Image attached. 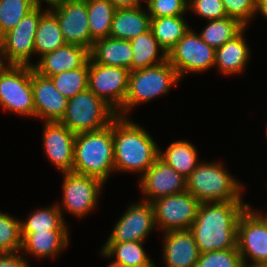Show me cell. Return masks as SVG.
Returning a JSON list of instances; mask_svg holds the SVG:
<instances>
[{
	"instance_id": "obj_1",
	"label": "cell",
	"mask_w": 267,
	"mask_h": 267,
	"mask_svg": "<svg viewBox=\"0 0 267 267\" xmlns=\"http://www.w3.org/2000/svg\"><path fill=\"white\" fill-rule=\"evenodd\" d=\"M248 207L243 201L202 202L190 231L201 253L237 248V226Z\"/></svg>"
},
{
	"instance_id": "obj_2",
	"label": "cell",
	"mask_w": 267,
	"mask_h": 267,
	"mask_svg": "<svg viewBox=\"0 0 267 267\" xmlns=\"http://www.w3.org/2000/svg\"><path fill=\"white\" fill-rule=\"evenodd\" d=\"M159 146L140 124L129 117L113 120V151L116 172L142 176L159 157Z\"/></svg>"
},
{
	"instance_id": "obj_3",
	"label": "cell",
	"mask_w": 267,
	"mask_h": 267,
	"mask_svg": "<svg viewBox=\"0 0 267 267\" xmlns=\"http://www.w3.org/2000/svg\"><path fill=\"white\" fill-rule=\"evenodd\" d=\"M72 172L99 178L104 183L115 172L113 121L102 129L76 134Z\"/></svg>"
},
{
	"instance_id": "obj_4",
	"label": "cell",
	"mask_w": 267,
	"mask_h": 267,
	"mask_svg": "<svg viewBox=\"0 0 267 267\" xmlns=\"http://www.w3.org/2000/svg\"><path fill=\"white\" fill-rule=\"evenodd\" d=\"M242 185L218 161L209 163L200 161L186 178V191L200 203L243 201Z\"/></svg>"
},
{
	"instance_id": "obj_5",
	"label": "cell",
	"mask_w": 267,
	"mask_h": 267,
	"mask_svg": "<svg viewBox=\"0 0 267 267\" xmlns=\"http://www.w3.org/2000/svg\"><path fill=\"white\" fill-rule=\"evenodd\" d=\"M176 70L167 61L131 71L129 74L128 92L123 106L116 112L117 116L130 117L128 113L138 104L149 102L158 96L166 95L170 89L179 84Z\"/></svg>"
},
{
	"instance_id": "obj_6",
	"label": "cell",
	"mask_w": 267,
	"mask_h": 267,
	"mask_svg": "<svg viewBox=\"0 0 267 267\" xmlns=\"http://www.w3.org/2000/svg\"><path fill=\"white\" fill-rule=\"evenodd\" d=\"M117 117L116 111L89 89L68 99L59 121L74 134L102 129Z\"/></svg>"
},
{
	"instance_id": "obj_7",
	"label": "cell",
	"mask_w": 267,
	"mask_h": 267,
	"mask_svg": "<svg viewBox=\"0 0 267 267\" xmlns=\"http://www.w3.org/2000/svg\"><path fill=\"white\" fill-rule=\"evenodd\" d=\"M215 55L216 49L190 28L168 52L167 60L181 79L186 73H202L215 67Z\"/></svg>"
},
{
	"instance_id": "obj_8",
	"label": "cell",
	"mask_w": 267,
	"mask_h": 267,
	"mask_svg": "<svg viewBox=\"0 0 267 267\" xmlns=\"http://www.w3.org/2000/svg\"><path fill=\"white\" fill-rule=\"evenodd\" d=\"M0 106L9 112L35 118L31 66L10 65L0 75Z\"/></svg>"
},
{
	"instance_id": "obj_9",
	"label": "cell",
	"mask_w": 267,
	"mask_h": 267,
	"mask_svg": "<svg viewBox=\"0 0 267 267\" xmlns=\"http://www.w3.org/2000/svg\"><path fill=\"white\" fill-rule=\"evenodd\" d=\"M62 192L63 200L58 207L63 214L67 211L75 217H84L97 207L99 196L105 184L99 178L78 174L75 172H64Z\"/></svg>"
},
{
	"instance_id": "obj_10",
	"label": "cell",
	"mask_w": 267,
	"mask_h": 267,
	"mask_svg": "<svg viewBox=\"0 0 267 267\" xmlns=\"http://www.w3.org/2000/svg\"><path fill=\"white\" fill-rule=\"evenodd\" d=\"M42 9V6H36L14 28L0 37L6 60L10 65L33 66L30 58L35 55V33L40 18L46 11Z\"/></svg>"
},
{
	"instance_id": "obj_11",
	"label": "cell",
	"mask_w": 267,
	"mask_h": 267,
	"mask_svg": "<svg viewBox=\"0 0 267 267\" xmlns=\"http://www.w3.org/2000/svg\"><path fill=\"white\" fill-rule=\"evenodd\" d=\"M129 74L126 68L94 63L89 58L88 89L117 112L128 92Z\"/></svg>"
},
{
	"instance_id": "obj_12",
	"label": "cell",
	"mask_w": 267,
	"mask_h": 267,
	"mask_svg": "<svg viewBox=\"0 0 267 267\" xmlns=\"http://www.w3.org/2000/svg\"><path fill=\"white\" fill-rule=\"evenodd\" d=\"M156 227L163 232L190 229L200 202L189 192L169 195L152 202Z\"/></svg>"
},
{
	"instance_id": "obj_13",
	"label": "cell",
	"mask_w": 267,
	"mask_h": 267,
	"mask_svg": "<svg viewBox=\"0 0 267 267\" xmlns=\"http://www.w3.org/2000/svg\"><path fill=\"white\" fill-rule=\"evenodd\" d=\"M237 249L243 265L267 267V226L249 207L238 219Z\"/></svg>"
},
{
	"instance_id": "obj_14",
	"label": "cell",
	"mask_w": 267,
	"mask_h": 267,
	"mask_svg": "<svg viewBox=\"0 0 267 267\" xmlns=\"http://www.w3.org/2000/svg\"><path fill=\"white\" fill-rule=\"evenodd\" d=\"M49 10L56 16L66 44L91 49L86 0H64Z\"/></svg>"
},
{
	"instance_id": "obj_15",
	"label": "cell",
	"mask_w": 267,
	"mask_h": 267,
	"mask_svg": "<svg viewBox=\"0 0 267 267\" xmlns=\"http://www.w3.org/2000/svg\"><path fill=\"white\" fill-rule=\"evenodd\" d=\"M153 228H157L153 205L142 200L127 207L106 242L145 241Z\"/></svg>"
},
{
	"instance_id": "obj_16",
	"label": "cell",
	"mask_w": 267,
	"mask_h": 267,
	"mask_svg": "<svg viewBox=\"0 0 267 267\" xmlns=\"http://www.w3.org/2000/svg\"><path fill=\"white\" fill-rule=\"evenodd\" d=\"M143 201H153L169 195L186 191V177L178 173L160 157L139 178Z\"/></svg>"
},
{
	"instance_id": "obj_17",
	"label": "cell",
	"mask_w": 267,
	"mask_h": 267,
	"mask_svg": "<svg viewBox=\"0 0 267 267\" xmlns=\"http://www.w3.org/2000/svg\"><path fill=\"white\" fill-rule=\"evenodd\" d=\"M43 147L48 160L61 173L71 172L74 164L75 136L59 121L44 122Z\"/></svg>"
},
{
	"instance_id": "obj_18",
	"label": "cell",
	"mask_w": 267,
	"mask_h": 267,
	"mask_svg": "<svg viewBox=\"0 0 267 267\" xmlns=\"http://www.w3.org/2000/svg\"><path fill=\"white\" fill-rule=\"evenodd\" d=\"M31 84L35 106V118L44 122L60 121L64 116L67 101L49 77L36 72L31 66Z\"/></svg>"
},
{
	"instance_id": "obj_19",
	"label": "cell",
	"mask_w": 267,
	"mask_h": 267,
	"mask_svg": "<svg viewBox=\"0 0 267 267\" xmlns=\"http://www.w3.org/2000/svg\"><path fill=\"white\" fill-rule=\"evenodd\" d=\"M163 262L166 267H195L200 252L192 232L172 230L163 232Z\"/></svg>"
},
{
	"instance_id": "obj_20",
	"label": "cell",
	"mask_w": 267,
	"mask_h": 267,
	"mask_svg": "<svg viewBox=\"0 0 267 267\" xmlns=\"http://www.w3.org/2000/svg\"><path fill=\"white\" fill-rule=\"evenodd\" d=\"M89 58V49L75 44H65L41 56L39 61L33 64V68L40 75L51 77L80 68Z\"/></svg>"
},
{
	"instance_id": "obj_21",
	"label": "cell",
	"mask_w": 267,
	"mask_h": 267,
	"mask_svg": "<svg viewBox=\"0 0 267 267\" xmlns=\"http://www.w3.org/2000/svg\"><path fill=\"white\" fill-rule=\"evenodd\" d=\"M22 246L20 253L32 257L45 258L56 256L70 244L68 230L47 232H21ZM24 251V252H23Z\"/></svg>"
},
{
	"instance_id": "obj_22",
	"label": "cell",
	"mask_w": 267,
	"mask_h": 267,
	"mask_svg": "<svg viewBox=\"0 0 267 267\" xmlns=\"http://www.w3.org/2000/svg\"><path fill=\"white\" fill-rule=\"evenodd\" d=\"M89 57L94 63L130 70L133 51L130 41L107 37L93 42Z\"/></svg>"
},
{
	"instance_id": "obj_23",
	"label": "cell",
	"mask_w": 267,
	"mask_h": 267,
	"mask_svg": "<svg viewBox=\"0 0 267 267\" xmlns=\"http://www.w3.org/2000/svg\"><path fill=\"white\" fill-rule=\"evenodd\" d=\"M244 30L246 27L232 40L216 49L214 66H217L218 71L227 76L243 72L251 57Z\"/></svg>"
},
{
	"instance_id": "obj_24",
	"label": "cell",
	"mask_w": 267,
	"mask_h": 267,
	"mask_svg": "<svg viewBox=\"0 0 267 267\" xmlns=\"http://www.w3.org/2000/svg\"><path fill=\"white\" fill-rule=\"evenodd\" d=\"M142 6L116 9L110 37L131 41L150 29V15Z\"/></svg>"
},
{
	"instance_id": "obj_25",
	"label": "cell",
	"mask_w": 267,
	"mask_h": 267,
	"mask_svg": "<svg viewBox=\"0 0 267 267\" xmlns=\"http://www.w3.org/2000/svg\"><path fill=\"white\" fill-rule=\"evenodd\" d=\"M145 242H105L100 252L105 258H116L113 262L125 267H152L154 262L149 258L143 248Z\"/></svg>"
},
{
	"instance_id": "obj_26",
	"label": "cell",
	"mask_w": 267,
	"mask_h": 267,
	"mask_svg": "<svg viewBox=\"0 0 267 267\" xmlns=\"http://www.w3.org/2000/svg\"><path fill=\"white\" fill-rule=\"evenodd\" d=\"M130 44L133 51L131 71L145 69L167 61V53L160 46L151 29L139 34L130 41Z\"/></svg>"
},
{
	"instance_id": "obj_27",
	"label": "cell",
	"mask_w": 267,
	"mask_h": 267,
	"mask_svg": "<svg viewBox=\"0 0 267 267\" xmlns=\"http://www.w3.org/2000/svg\"><path fill=\"white\" fill-rule=\"evenodd\" d=\"M159 157L186 178L200 163L195 146L187 140L172 142L166 151L159 148Z\"/></svg>"
},
{
	"instance_id": "obj_28",
	"label": "cell",
	"mask_w": 267,
	"mask_h": 267,
	"mask_svg": "<svg viewBox=\"0 0 267 267\" xmlns=\"http://www.w3.org/2000/svg\"><path fill=\"white\" fill-rule=\"evenodd\" d=\"M66 44L56 16L49 10L42 14L34 40L35 55L40 57Z\"/></svg>"
},
{
	"instance_id": "obj_29",
	"label": "cell",
	"mask_w": 267,
	"mask_h": 267,
	"mask_svg": "<svg viewBox=\"0 0 267 267\" xmlns=\"http://www.w3.org/2000/svg\"><path fill=\"white\" fill-rule=\"evenodd\" d=\"M86 4L92 48L94 41L110 37L116 8L110 0H86Z\"/></svg>"
},
{
	"instance_id": "obj_30",
	"label": "cell",
	"mask_w": 267,
	"mask_h": 267,
	"mask_svg": "<svg viewBox=\"0 0 267 267\" xmlns=\"http://www.w3.org/2000/svg\"><path fill=\"white\" fill-rule=\"evenodd\" d=\"M150 29L160 46L168 52L188 32L190 26L183 16L151 18Z\"/></svg>"
},
{
	"instance_id": "obj_31",
	"label": "cell",
	"mask_w": 267,
	"mask_h": 267,
	"mask_svg": "<svg viewBox=\"0 0 267 267\" xmlns=\"http://www.w3.org/2000/svg\"><path fill=\"white\" fill-rule=\"evenodd\" d=\"M67 229L58 203L51 207L37 209L30 213L25 221H21V232H47Z\"/></svg>"
},
{
	"instance_id": "obj_32",
	"label": "cell",
	"mask_w": 267,
	"mask_h": 267,
	"mask_svg": "<svg viewBox=\"0 0 267 267\" xmlns=\"http://www.w3.org/2000/svg\"><path fill=\"white\" fill-rule=\"evenodd\" d=\"M245 28L237 19L225 17L209 20L202 32L198 33L203 41L217 49L232 40Z\"/></svg>"
},
{
	"instance_id": "obj_33",
	"label": "cell",
	"mask_w": 267,
	"mask_h": 267,
	"mask_svg": "<svg viewBox=\"0 0 267 267\" xmlns=\"http://www.w3.org/2000/svg\"><path fill=\"white\" fill-rule=\"evenodd\" d=\"M89 60L80 68L64 71L49 77L55 88L66 98L71 99L76 94L88 89Z\"/></svg>"
},
{
	"instance_id": "obj_34",
	"label": "cell",
	"mask_w": 267,
	"mask_h": 267,
	"mask_svg": "<svg viewBox=\"0 0 267 267\" xmlns=\"http://www.w3.org/2000/svg\"><path fill=\"white\" fill-rule=\"evenodd\" d=\"M35 7L33 0H0V37Z\"/></svg>"
},
{
	"instance_id": "obj_35",
	"label": "cell",
	"mask_w": 267,
	"mask_h": 267,
	"mask_svg": "<svg viewBox=\"0 0 267 267\" xmlns=\"http://www.w3.org/2000/svg\"><path fill=\"white\" fill-rule=\"evenodd\" d=\"M21 221L0 212V253L20 252Z\"/></svg>"
},
{
	"instance_id": "obj_36",
	"label": "cell",
	"mask_w": 267,
	"mask_h": 267,
	"mask_svg": "<svg viewBox=\"0 0 267 267\" xmlns=\"http://www.w3.org/2000/svg\"><path fill=\"white\" fill-rule=\"evenodd\" d=\"M237 248L204 252L199 255L195 267H243Z\"/></svg>"
},
{
	"instance_id": "obj_37",
	"label": "cell",
	"mask_w": 267,
	"mask_h": 267,
	"mask_svg": "<svg viewBox=\"0 0 267 267\" xmlns=\"http://www.w3.org/2000/svg\"><path fill=\"white\" fill-rule=\"evenodd\" d=\"M150 18L184 16L188 10V0H152L146 6Z\"/></svg>"
},
{
	"instance_id": "obj_38",
	"label": "cell",
	"mask_w": 267,
	"mask_h": 267,
	"mask_svg": "<svg viewBox=\"0 0 267 267\" xmlns=\"http://www.w3.org/2000/svg\"><path fill=\"white\" fill-rule=\"evenodd\" d=\"M188 9L207 21L228 17L222 0H188Z\"/></svg>"
},
{
	"instance_id": "obj_39",
	"label": "cell",
	"mask_w": 267,
	"mask_h": 267,
	"mask_svg": "<svg viewBox=\"0 0 267 267\" xmlns=\"http://www.w3.org/2000/svg\"><path fill=\"white\" fill-rule=\"evenodd\" d=\"M227 16L237 19L246 28L256 15V0H222Z\"/></svg>"
},
{
	"instance_id": "obj_40",
	"label": "cell",
	"mask_w": 267,
	"mask_h": 267,
	"mask_svg": "<svg viewBox=\"0 0 267 267\" xmlns=\"http://www.w3.org/2000/svg\"><path fill=\"white\" fill-rule=\"evenodd\" d=\"M24 257L19 252L0 253V267H30Z\"/></svg>"
},
{
	"instance_id": "obj_41",
	"label": "cell",
	"mask_w": 267,
	"mask_h": 267,
	"mask_svg": "<svg viewBox=\"0 0 267 267\" xmlns=\"http://www.w3.org/2000/svg\"><path fill=\"white\" fill-rule=\"evenodd\" d=\"M116 9L139 7L138 0H110Z\"/></svg>"
},
{
	"instance_id": "obj_42",
	"label": "cell",
	"mask_w": 267,
	"mask_h": 267,
	"mask_svg": "<svg viewBox=\"0 0 267 267\" xmlns=\"http://www.w3.org/2000/svg\"><path fill=\"white\" fill-rule=\"evenodd\" d=\"M259 12L265 17V19H267V0H256L255 14H258Z\"/></svg>"
},
{
	"instance_id": "obj_43",
	"label": "cell",
	"mask_w": 267,
	"mask_h": 267,
	"mask_svg": "<svg viewBox=\"0 0 267 267\" xmlns=\"http://www.w3.org/2000/svg\"><path fill=\"white\" fill-rule=\"evenodd\" d=\"M10 66L8 61L6 60L3 47H2V42L0 38V75Z\"/></svg>"
},
{
	"instance_id": "obj_44",
	"label": "cell",
	"mask_w": 267,
	"mask_h": 267,
	"mask_svg": "<svg viewBox=\"0 0 267 267\" xmlns=\"http://www.w3.org/2000/svg\"><path fill=\"white\" fill-rule=\"evenodd\" d=\"M35 6L41 7L42 2L47 3L48 7L47 9H50L51 7H54L56 5L61 4L64 0H33Z\"/></svg>"
},
{
	"instance_id": "obj_45",
	"label": "cell",
	"mask_w": 267,
	"mask_h": 267,
	"mask_svg": "<svg viewBox=\"0 0 267 267\" xmlns=\"http://www.w3.org/2000/svg\"><path fill=\"white\" fill-rule=\"evenodd\" d=\"M248 207L264 222V224L267 226V213L265 215L261 212H257V210H253L250 204H248ZM264 215V216H263Z\"/></svg>"
},
{
	"instance_id": "obj_46",
	"label": "cell",
	"mask_w": 267,
	"mask_h": 267,
	"mask_svg": "<svg viewBox=\"0 0 267 267\" xmlns=\"http://www.w3.org/2000/svg\"><path fill=\"white\" fill-rule=\"evenodd\" d=\"M108 267H125V266L117 264L115 262H112V263L110 262V265Z\"/></svg>"
},
{
	"instance_id": "obj_47",
	"label": "cell",
	"mask_w": 267,
	"mask_h": 267,
	"mask_svg": "<svg viewBox=\"0 0 267 267\" xmlns=\"http://www.w3.org/2000/svg\"><path fill=\"white\" fill-rule=\"evenodd\" d=\"M141 1H144V0H138V3H139L140 6H142L141 3H143V2H141ZM151 1H152V0H145V2H146V6H147Z\"/></svg>"
},
{
	"instance_id": "obj_48",
	"label": "cell",
	"mask_w": 267,
	"mask_h": 267,
	"mask_svg": "<svg viewBox=\"0 0 267 267\" xmlns=\"http://www.w3.org/2000/svg\"><path fill=\"white\" fill-rule=\"evenodd\" d=\"M243 267H264V266H248V265H244Z\"/></svg>"
}]
</instances>
